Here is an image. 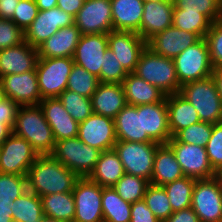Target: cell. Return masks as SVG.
<instances>
[{"instance_id": "22", "label": "cell", "mask_w": 222, "mask_h": 222, "mask_svg": "<svg viewBox=\"0 0 222 222\" xmlns=\"http://www.w3.org/2000/svg\"><path fill=\"white\" fill-rule=\"evenodd\" d=\"M174 1L145 2L139 35L147 42L172 26Z\"/></svg>"}, {"instance_id": "6", "label": "cell", "mask_w": 222, "mask_h": 222, "mask_svg": "<svg viewBox=\"0 0 222 222\" xmlns=\"http://www.w3.org/2000/svg\"><path fill=\"white\" fill-rule=\"evenodd\" d=\"M173 61L181 86L191 81L207 78L213 73L209 47L205 38H200L195 44L187 47Z\"/></svg>"}, {"instance_id": "39", "label": "cell", "mask_w": 222, "mask_h": 222, "mask_svg": "<svg viewBox=\"0 0 222 222\" xmlns=\"http://www.w3.org/2000/svg\"><path fill=\"white\" fill-rule=\"evenodd\" d=\"M58 98L69 115L78 123L84 121L93 113L91 98L68 89L64 90Z\"/></svg>"}, {"instance_id": "53", "label": "cell", "mask_w": 222, "mask_h": 222, "mask_svg": "<svg viewBox=\"0 0 222 222\" xmlns=\"http://www.w3.org/2000/svg\"><path fill=\"white\" fill-rule=\"evenodd\" d=\"M20 0H0V18L11 20Z\"/></svg>"}, {"instance_id": "58", "label": "cell", "mask_w": 222, "mask_h": 222, "mask_svg": "<svg viewBox=\"0 0 222 222\" xmlns=\"http://www.w3.org/2000/svg\"><path fill=\"white\" fill-rule=\"evenodd\" d=\"M40 222H64V221H60V220H56V219L44 216Z\"/></svg>"}, {"instance_id": "24", "label": "cell", "mask_w": 222, "mask_h": 222, "mask_svg": "<svg viewBox=\"0 0 222 222\" xmlns=\"http://www.w3.org/2000/svg\"><path fill=\"white\" fill-rule=\"evenodd\" d=\"M93 113L115 118L127 105L122 84L100 82L91 97Z\"/></svg>"}, {"instance_id": "7", "label": "cell", "mask_w": 222, "mask_h": 222, "mask_svg": "<svg viewBox=\"0 0 222 222\" xmlns=\"http://www.w3.org/2000/svg\"><path fill=\"white\" fill-rule=\"evenodd\" d=\"M73 57L38 58L36 74L41 98H58L66 90Z\"/></svg>"}, {"instance_id": "52", "label": "cell", "mask_w": 222, "mask_h": 222, "mask_svg": "<svg viewBox=\"0 0 222 222\" xmlns=\"http://www.w3.org/2000/svg\"><path fill=\"white\" fill-rule=\"evenodd\" d=\"M84 2L85 0H57V7L75 17Z\"/></svg>"}, {"instance_id": "12", "label": "cell", "mask_w": 222, "mask_h": 222, "mask_svg": "<svg viewBox=\"0 0 222 222\" xmlns=\"http://www.w3.org/2000/svg\"><path fill=\"white\" fill-rule=\"evenodd\" d=\"M167 145L173 150L185 176L196 180L216 176L204 147L178 142L174 137L168 140Z\"/></svg>"}, {"instance_id": "4", "label": "cell", "mask_w": 222, "mask_h": 222, "mask_svg": "<svg viewBox=\"0 0 222 222\" xmlns=\"http://www.w3.org/2000/svg\"><path fill=\"white\" fill-rule=\"evenodd\" d=\"M179 93L197 110L202 122H222V98L212 75L183 84Z\"/></svg>"}, {"instance_id": "16", "label": "cell", "mask_w": 222, "mask_h": 222, "mask_svg": "<svg viewBox=\"0 0 222 222\" xmlns=\"http://www.w3.org/2000/svg\"><path fill=\"white\" fill-rule=\"evenodd\" d=\"M146 47L147 42L138 33L117 30L108 33V48L128 73L135 71Z\"/></svg>"}, {"instance_id": "49", "label": "cell", "mask_w": 222, "mask_h": 222, "mask_svg": "<svg viewBox=\"0 0 222 222\" xmlns=\"http://www.w3.org/2000/svg\"><path fill=\"white\" fill-rule=\"evenodd\" d=\"M19 105L9 98L0 102V123L6 124L11 130L16 121Z\"/></svg>"}, {"instance_id": "57", "label": "cell", "mask_w": 222, "mask_h": 222, "mask_svg": "<svg viewBox=\"0 0 222 222\" xmlns=\"http://www.w3.org/2000/svg\"><path fill=\"white\" fill-rule=\"evenodd\" d=\"M12 130L3 123H0V146L11 135Z\"/></svg>"}, {"instance_id": "26", "label": "cell", "mask_w": 222, "mask_h": 222, "mask_svg": "<svg viewBox=\"0 0 222 222\" xmlns=\"http://www.w3.org/2000/svg\"><path fill=\"white\" fill-rule=\"evenodd\" d=\"M143 134L159 144H167L171 138L168 126L166 98L162 102L143 104Z\"/></svg>"}, {"instance_id": "38", "label": "cell", "mask_w": 222, "mask_h": 222, "mask_svg": "<svg viewBox=\"0 0 222 222\" xmlns=\"http://www.w3.org/2000/svg\"><path fill=\"white\" fill-rule=\"evenodd\" d=\"M99 83L98 77L74 63L66 89L91 98Z\"/></svg>"}, {"instance_id": "25", "label": "cell", "mask_w": 222, "mask_h": 222, "mask_svg": "<svg viewBox=\"0 0 222 222\" xmlns=\"http://www.w3.org/2000/svg\"><path fill=\"white\" fill-rule=\"evenodd\" d=\"M80 36L75 24L59 29L38 47L39 58L73 57Z\"/></svg>"}, {"instance_id": "34", "label": "cell", "mask_w": 222, "mask_h": 222, "mask_svg": "<svg viewBox=\"0 0 222 222\" xmlns=\"http://www.w3.org/2000/svg\"><path fill=\"white\" fill-rule=\"evenodd\" d=\"M104 222H130L131 203L124 201L113 187L102 188Z\"/></svg>"}, {"instance_id": "8", "label": "cell", "mask_w": 222, "mask_h": 222, "mask_svg": "<svg viewBox=\"0 0 222 222\" xmlns=\"http://www.w3.org/2000/svg\"><path fill=\"white\" fill-rule=\"evenodd\" d=\"M161 144L157 142L117 141V152L125 173L146 179L149 183L153 173L154 156Z\"/></svg>"}, {"instance_id": "42", "label": "cell", "mask_w": 222, "mask_h": 222, "mask_svg": "<svg viewBox=\"0 0 222 222\" xmlns=\"http://www.w3.org/2000/svg\"><path fill=\"white\" fill-rule=\"evenodd\" d=\"M174 5L179 9L198 11L212 23L222 17V0H174Z\"/></svg>"}, {"instance_id": "21", "label": "cell", "mask_w": 222, "mask_h": 222, "mask_svg": "<svg viewBox=\"0 0 222 222\" xmlns=\"http://www.w3.org/2000/svg\"><path fill=\"white\" fill-rule=\"evenodd\" d=\"M39 106L53 131L55 141L78 136L79 123L69 115L59 98L42 99Z\"/></svg>"}, {"instance_id": "19", "label": "cell", "mask_w": 222, "mask_h": 222, "mask_svg": "<svg viewBox=\"0 0 222 222\" xmlns=\"http://www.w3.org/2000/svg\"><path fill=\"white\" fill-rule=\"evenodd\" d=\"M199 39L195 33H190L172 25L150 38L147 41V47L157 55L174 59Z\"/></svg>"}, {"instance_id": "40", "label": "cell", "mask_w": 222, "mask_h": 222, "mask_svg": "<svg viewBox=\"0 0 222 222\" xmlns=\"http://www.w3.org/2000/svg\"><path fill=\"white\" fill-rule=\"evenodd\" d=\"M149 184L146 179L125 173L113 188L124 201L132 204L143 199Z\"/></svg>"}, {"instance_id": "45", "label": "cell", "mask_w": 222, "mask_h": 222, "mask_svg": "<svg viewBox=\"0 0 222 222\" xmlns=\"http://www.w3.org/2000/svg\"><path fill=\"white\" fill-rule=\"evenodd\" d=\"M210 53V60L215 68H222V21L213 22L206 33Z\"/></svg>"}, {"instance_id": "20", "label": "cell", "mask_w": 222, "mask_h": 222, "mask_svg": "<svg viewBox=\"0 0 222 222\" xmlns=\"http://www.w3.org/2000/svg\"><path fill=\"white\" fill-rule=\"evenodd\" d=\"M38 58V48L26 41L0 50V78L35 70Z\"/></svg>"}, {"instance_id": "48", "label": "cell", "mask_w": 222, "mask_h": 222, "mask_svg": "<svg viewBox=\"0 0 222 222\" xmlns=\"http://www.w3.org/2000/svg\"><path fill=\"white\" fill-rule=\"evenodd\" d=\"M38 12L35 0H20L11 20L25 31L32 24Z\"/></svg>"}, {"instance_id": "33", "label": "cell", "mask_w": 222, "mask_h": 222, "mask_svg": "<svg viewBox=\"0 0 222 222\" xmlns=\"http://www.w3.org/2000/svg\"><path fill=\"white\" fill-rule=\"evenodd\" d=\"M11 210L14 222H40L44 217L41 197L30 190L13 201Z\"/></svg>"}, {"instance_id": "35", "label": "cell", "mask_w": 222, "mask_h": 222, "mask_svg": "<svg viewBox=\"0 0 222 222\" xmlns=\"http://www.w3.org/2000/svg\"><path fill=\"white\" fill-rule=\"evenodd\" d=\"M212 22L202 13L179 9L174 5L172 25L176 28L195 33L199 38H205Z\"/></svg>"}, {"instance_id": "9", "label": "cell", "mask_w": 222, "mask_h": 222, "mask_svg": "<svg viewBox=\"0 0 222 222\" xmlns=\"http://www.w3.org/2000/svg\"><path fill=\"white\" fill-rule=\"evenodd\" d=\"M191 208L200 222H222V182L216 176L195 180Z\"/></svg>"}, {"instance_id": "59", "label": "cell", "mask_w": 222, "mask_h": 222, "mask_svg": "<svg viewBox=\"0 0 222 222\" xmlns=\"http://www.w3.org/2000/svg\"><path fill=\"white\" fill-rule=\"evenodd\" d=\"M216 177L222 182V166L216 171Z\"/></svg>"}, {"instance_id": "17", "label": "cell", "mask_w": 222, "mask_h": 222, "mask_svg": "<svg viewBox=\"0 0 222 222\" xmlns=\"http://www.w3.org/2000/svg\"><path fill=\"white\" fill-rule=\"evenodd\" d=\"M0 82L5 97L13 100L19 106L39 105L42 100L36 69L3 76L0 78Z\"/></svg>"}, {"instance_id": "5", "label": "cell", "mask_w": 222, "mask_h": 222, "mask_svg": "<svg viewBox=\"0 0 222 222\" xmlns=\"http://www.w3.org/2000/svg\"><path fill=\"white\" fill-rule=\"evenodd\" d=\"M100 154V150L83 143L78 137H74L56 141L50 155L79 177H88Z\"/></svg>"}, {"instance_id": "11", "label": "cell", "mask_w": 222, "mask_h": 222, "mask_svg": "<svg viewBox=\"0 0 222 222\" xmlns=\"http://www.w3.org/2000/svg\"><path fill=\"white\" fill-rule=\"evenodd\" d=\"M102 188L88 177H80L73 189L75 216L73 222H104Z\"/></svg>"}, {"instance_id": "61", "label": "cell", "mask_w": 222, "mask_h": 222, "mask_svg": "<svg viewBox=\"0 0 222 222\" xmlns=\"http://www.w3.org/2000/svg\"><path fill=\"white\" fill-rule=\"evenodd\" d=\"M142 1L145 3V2H149V1L160 2V1H174V0H142Z\"/></svg>"}, {"instance_id": "3", "label": "cell", "mask_w": 222, "mask_h": 222, "mask_svg": "<svg viewBox=\"0 0 222 222\" xmlns=\"http://www.w3.org/2000/svg\"><path fill=\"white\" fill-rule=\"evenodd\" d=\"M135 73L166 96L179 93L181 85L176 76L174 61L152 52L148 47L141 53Z\"/></svg>"}, {"instance_id": "41", "label": "cell", "mask_w": 222, "mask_h": 222, "mask_svg": "<svg viewBox=\"0 0 222 222\" xmlns=\"http://www.w3.org/2000/svg\"><path fill=\"white\" fill-rule=\"evenodd\" d=\"M27 190V176L0 173V203L10 204Z\"/></svg>"}, {"instance_id": "23", "label": "cell", "mask_w": 222, "mask_h": 222, "mask_svg": "<svg viewBox=\"0 0 222 222\" xmlns=\"http://www.w3.org/2000/svg\"><path fill=\"white\" fill-rule=\"evenodd\" d=\"M117 141L154 142L143 134V104L126 105L114 118Z\"/></svg>"}, {"instance_id": "46", "label": "cell", "mask_w": 222, "mask_h": 222, "mask_svg": "<svg viewBox=\"0 0 222 222\" xmlns=\"http://www.w3.org/2000/svg\"><path fill=\"white\" fill-rule=\"evenodd\" d=\"M25 42V31L12 20L0 18V50Z\"/></svg>"}, {"instance_id": "54", "label": "cell", "mask_w": 222, "mask_h": 222, "mask_svg": "<svg viewBox=\"0 0 222 222\" xmlns=\"http://www.w3.org/2000/svg\"><path fill=\"white\" fill-rule=\"evenodd\" d=\"M13 201L10 204L0 203V222H14L12 219V207Z\"/></svg>"}, {"instance_id": "27", "label": "cell", "mask_w": 222, "mask_h": 222, "mask_svg": "<svg viewBox=\"0 0 222 222\" xmlns=\"http://www.w3.org/2000/svg\"><path fill=\"white\" fill-rule=\"evenodd\" d=\"M113 30L139 34L144 9L142 0H110Z\"/></svg>"}, {"instance_id": "37", "label": "cell", "mask_w": 222, "mask_h": 222, "mask_svg": "<svg viewBox=\"0 0 222 222\" xmlns=\"http://www.w3.org/2000/svg\"><path fill=\"white\" fill-rule=\"evenodd\" d=\"M154 216L164 222L173 213L169 198L163 186L149 184L143 197Z\"/></svg>"}, {"instance_id": "43", "label": "cell", "mask_w": 222, "mask_h": 222, "mask_svg": "<svg viewBox=\"0 0 222 222\" xmlns=\"http://www.w3.org/2000/svg\"><path fill=\"white\" fill-rule=\"evenodd\" d=\"M212 130L213 124L200 121L180 130L174 138L178 142L194 144L205 148Z\"/></svg>"}, {"instance_id": "60", "label": "cell", "mask_w": 222, "mask_h": 222, "mask_svg": "<svg viewBox=\"0 0 222 222\" xmlns=\"http://www.w3.org/2000/svg\"><path fill=\"white\" fill-rule=\"evenodd\" d=\"M5 94L3 92V88H2V85H1V82H0V102L5 99Z\"/></svg>"}, {"instance_id": "50", "label": "cell", "mask_w": 222, "mask_h": 222, "mask_svg": "<svg viewBox=\"0 0 222 222\" xmlns=\"http://www.w3.org/2000/svg\"><path fill=\"white\" fill-rule=\"evenodd\" d=\"M130 215V222H161L154 216L143 199L131 204Z\"/></svg>"}, {"instance_id": "44", "label": "cell", "mask_w": 222, "mask_h": 222, "mask_svg": "<svg viewBox=\"0 0 222 222\" xmlns=\"http://www.w3.org/2000/svg\"><path fill=\"white\" fill-rule=\"evenodd\" d=\"M127 75L128 72L108 48L104 54V61L98 78L99 82L121 84Z\"/></svg>"}, {"instance_id": "28", "label": "cell", "mask_w": 222, "mask_h": 222, "mask_svg": "<svg viewBox=\"0 0 222 222\" xmlns=\"http://www.w3.org/2000/svg\"><path fill=\"white\" fill-rule=\"evenodd\" d=\"M168 109V126L171 137H174L180 130L198 123L197 110L180 93H174L165 97Z\"/></svg>"}, {"instance_id": "55", "label": "cell", "mask_w": 222, "mask_h": 222, "mask_svg": "<svg viewBox=\"0 0 222 222\" xmlns=\"http://www.w3.org/2000/svg\"><path fill=\"white\" fill-rule=\"evenodd\" d=\"M39 11L53 9L57 6V0H35Z\"/></svg>"}, {"instance_id": "1", "label": "cell", "mask_w": 222, "mask_h": 222, "mask_svg": "<svg viewBox=\"0 0 222 222\" xmlns=\"http://www.w3.org/2000/svg\"><path fill=\"white\" fill-rule=\"evenodd\" d=\"M80 177L51 155H40L27 173L28 190L39 197L72 192Z\"/></svg>"}, {"instance_id": "31", "label": "cell", "mask_w": 222, "mask_h": 222, "mask_svg": "<svg viewBox=\"0 0 222 222\" xmlns=\"http://www.w3.org/2000/svg\"><path fill=\"white\" fill-rule=\"evenodd\" d=\"M125 174L124 167L114 149L101 152L88 178L103 188L113 187Z\"/></svg>"}, {"instance_id": "36", "label": "cell", "mask_w": 222, "mask_h": 222, "mask_svg": "<svg viewBox=\"0 0 222 222\" xmlns=\"http://www.w3.org/2000/svg\"><path fill=\"white\" fill-rule=\"evenodd\" d=\"M195 180L196 179L184 176L163 186L173 212L191 207Z\"/></svg>"}, {"instance_id": "13", "label": "cell", "mask_w": 222, "mask_h": 222, "mask_svg": "<svg viewBox=\"0 0 222 222\" xmlns=\"http://www.w3.org/2000/svg\"><path fill=\"white\" fill-rule=\"evenodd\" d=\"M83 143L101 152L114 149L117 142L114 119L92 113L78 124V136Z\"/></svg>"}, {"instance_id": "51", "label": "cell", "mask_w": 222, "mask_h": 222, "mask_svg": "<svg viewBox=\"0 0 222 222\" xmlns=\"http://www.w3.org/2000/svg\"><path fill=\"white\" fill-rule=\"evenodd\" d=\"M164 222H200V220L190 207L173 212Z\"/></svg>"}, {"instance_id": "14", "label": "cell", "mask_w": 222, "mask_h": 222, "mask_svg": "<svg viewBox=\"0 0 222 222\" xmlns=\"http://www.w3.org/2000/svg\"><path fill=\"white\" fill-rule=\"evenodd\" d=\"M81 35L108 34L113 30L110 0H85L74 17Z\"/></svg>"}, {"instance_id": "18", "label": "cell", "mask_w": 222, "mask_h": 222, "mask_svg": "<svg viewBox=\"0 0 222 222\" xmlns=\"http://www.w3.org/2000/svg\"><path fill=\"white\" fill-rule=\"evenodd\" d=\"M107 49L108 34L81 35L73 55V61L99 78Z\"/></svg>"}, {"instance_id": "56", "label": "cell", "mask_w": 222, "mask_h": 222, "mask_svg": "<svg viewBox=\"0 0 222 222\" xmlns=\"http://www.w3.org/2000/svg\"><path fill=\"white\" fill-rule=\"evenodd\" d=\"M212 77L216 83L217 91L222 98V68L213 69Z\"/></svg>"}, {"instance_id": "30", "label": "cell", "mask_w": 222, "mask_h": 222, "mask_svg": "<svg viewBox=\"0 0 222 222\" xmlns=\"http://www.w3.org/2000/svg\"><path fill=\"white\" fill-rule=\"evenodd\" d=\"M128 105L137 106L162 102L166 95L156 86L151 85L135 73H128L121 83Z\"/></svg>"}, {"instance_id": "29", "label": "cell", "mask_w": 222, "mask_h": 222, "mask_svg": "<svg viewBox=\"0 0 222 222\" xmlns=\"http://www.w3.org/2000/svg\"><path fill=\"white\" fill-rule=\"evenodd\" d=\"M184 176L173 150L167 144H161L154 156L150 184L164 186Z\"/></svg>"}, {"instance_id": "15", "label": "cell", "mask_w": 222, "mask_h": 222, "mask_svg": "<svg viewBox=\"0 0 222 222\" xmlns=\"http://www.w3.org/2000/svg\"><path fill=\"white\" fill-rule=\"evenodd\" d=\"M73 24L74 16L57 6L39 11L32 24L25 30V41L32 47L38 48L59 29Z\"/></svg>"}, {"instance_id": "32", "label": "cell", "mask_w": 222, "mask_h": 222, "mask_svg": "<svg viewBox=\"0 0 222 222\" xmlns=\"http://www.w3.org/2000/svg\"><path fill=\"white\" fill-rule=\"evenodd\" d=\"M43 214L64 222H73L75 203L73 192L55 193L41 197Z\"/></svg>"}, {"instance_id": "2", "label": "cell", "mask_w": 222, "mask_h": 222, "mask_svg": "<svg viewBox=\"0 0 222 222\" xmlns=\"http://www.w3.org/2000/svg\"><path fill=\"white\" fill-rule=\"evenodd\" d=\"M12 133L26 139L39 155H50L54 150L53 131L39 105L19 107Z\"/></svg>"}, {"instance_id": "10", "label": "cell", "mask_w": 222, "mask_h": 222, "mask_svg": "<svg viewBox=\"0 0 222 222\" xmlns=\"http://www.w3.org/2000/svg\"><path fill=\"white\" fill-rule=\"evenodd\" d=\"M39 156L26 139L11 133L0 146V173L27 176Z\"/></svg>"}, {"instance_id": "47", "label": "cell", "mask_w": 222, "mask_h": 222, "mask_svg": "<svg viewBox=\"0 0 222 222\" xmlns=\"http://www.w3.org/2000/svg\"><path fill=\"white\" fill-rule=\"evenodd\" d=\"M205 150L208 160L216 172L222 166V122L213 124V130Z\"/></svg>"}]
</instances>
